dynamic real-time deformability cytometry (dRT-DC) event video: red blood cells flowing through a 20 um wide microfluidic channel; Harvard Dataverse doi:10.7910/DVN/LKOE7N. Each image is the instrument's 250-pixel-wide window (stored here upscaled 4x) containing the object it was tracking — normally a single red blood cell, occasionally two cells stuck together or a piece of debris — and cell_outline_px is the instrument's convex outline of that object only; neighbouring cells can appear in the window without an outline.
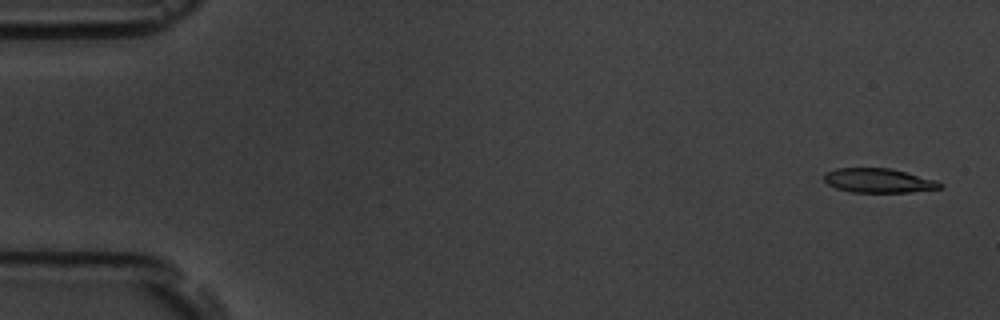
{"species": "common noctule bat (a hibernating species)", "species_latin": "Nyctalus noctula", "temperature_condition": "room temperature", "stored_images_in_passage": 5, "camera_frame_rate_fps": 3000, "um_per_image_px": 0.085, "animal": {"sex": "male", "body_mass_g": 19.5, "forearm_length_mm": 54.6}, "frame": {"image": 1, "passage_image": 1, "time_ms": 0.0, "image_size_px": [1000, 320], "cell_outline_px": [[944, 188], [908, 192], [848, 192], [836, 188], [828, 184], [824, 180], [824, 176], [828, 172], [836, 168], [892, 168], [936, 180], [944, 184]], "centroid_in_image_um": [74.71, 15.35], "position_along_channel_um": 10.3, "area_um2": 16.47}}
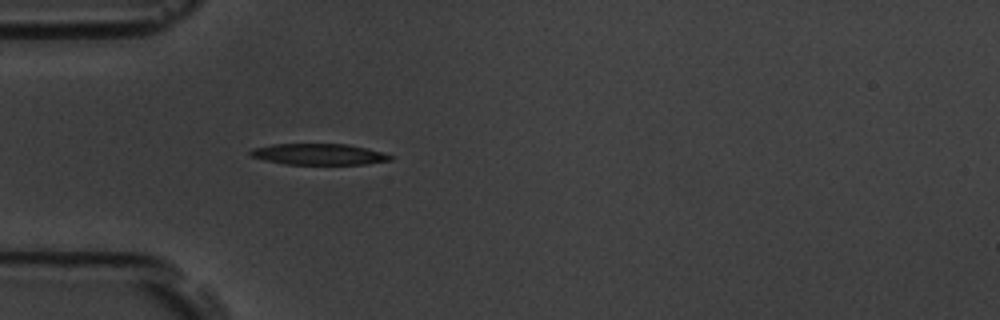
{"frame": {"image": 2, "passage_image": 5, "time_ms": 1.333, "image_size_px": [1000, 320], "cell_outline_px": [[392, 160], [364, 164], [284, 164], [264, 160], [248, 156], [248, 152], [252, 148], [272, 144], [348, 144], [368, 148], [384, 152], [392, 156]], "centroid_in_image_um": [27.07, 13.1], "position_along_channel_um": 57.9, "area_um2": 17.4}}